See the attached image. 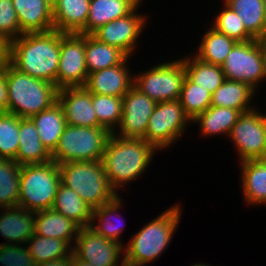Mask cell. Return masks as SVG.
Returning <instances> with one entry per match:
<instances>
[{
	"instance_id": "4fadbf2b",
	"label": "cell",
	"mask_w": 266,
	"mask_h": 266,
	"mask_svg": "<svg viewBox=\"0 0 266 266\" xmlns=\"http://www.w3.org/2000/svg\"><path fill=\"white\" fill-rule=\"evenodd\" d=\"M74 245L72 253L81 261L93 266H122L124 258L119 259L124 254V245L104 238L90 226L80 228Z\"/></svg>"
},
{
	"instance_id": "f6af8a7d",
	"label": "cell",
	"mask_w": 266,
	"mask_h": 266,
	"mask_svg": "<svg viewBox=\"0 0 266 266\" xmlns=\"http://www.w3.org/2000/svg\"><path fill=\"white\" fill-rule=\"evenodd\" d=\"M72 266H93L90 262L81 261L79 260L73 253H72Z\"/></svg>"
},
{
	"instance_id": "9a60e30c",
	"label": "cell",
	"mask_w": 266,
	"mask_h": 266,
	"mask_svg": "<svg viewBox=\"0 0 266 266\" xmlns=\"http://www.w3.org/2000/svg\"><path fill=\"white\" fill-rule=\"evenodd\" d=\"M138 7L139 5L125 17L100 26L92 35L103 43L119 48L130 57L134 54L137 39L145 30L144 26L147 22V16L136 13Z\"/></svg>"
},
{
	"instance_id": "d6986e66",
	"label": "cell",
	"mask_w": 266,
	"mask_h": 266,
	"mask_svg": "<svg viewBox=\"0 0 266 266\" xmlns=\"http://www.w3.org/2000/svg\"><path fill=\"white\" fill-rule=\"evenodd\" d=\"M0 235L4 244H26L34 235L35 212L23 207L0 208Z\"/></svg>"
},
{
	"instance_id": "e575fe53",
	"label": "cell",
	"mask_w": 266,
	"mask_h": 266,
	"mask_svg": "<svg viewBox=\"0 0 266 266\" xmlns=\"http://www.w3.org/2000/svg\"><path fill=\"white\" fill-rule=\"evenodd\" d=\"M20 171L15 160L0 158V208L18 206Z\"/></svg>"
},
{
	"instance_id": "f35d334b",
	"label": "cell",
	"mask_w": 266,
	"mask_h": 266,
	"mask_svg": "<svg viewBox=\"0 0 266 266\" xmlns=\"http://www.w3.org/2000/svg\"><path fill=\"white\" fill-rule=\"evenodd\" d=\"M222 11L216 15L211 27L216 31L227 35L237 42L251 41L255 39L245 28L238 14L223 3Z\"/></svg>"
},
{
	"instance_id": "d6a6232c",
	"label": "cell",
	"mask_w": 266,
	"mask_h": 266,
	"mask_svg": "<svg viewBox=\"0 0 266 266\" xmlns=\"http://www.w3.org/2000/svg\"><path fill=\"white\" fill-rule=\"evenodd\" d=\"M122 199L119 195L111 202L100 206L99 208H95L92 212V219L90 227L94 229L98 234L102 235L104 238L119 242L123 244L121 240L122 231H124V226L120 223V226L117 225L114 219H118L119 211L122 208ZM119 210V211H118ZM114 217V219H112ZM120 218V217H119ZM119 220V219H118ZM122 220V219H121ZM96 221L97 224H96ZM124 221V220H123ZM122 224V226H121Z\"/></svg>"
},
{
	"instance_id": "1f68e13d",
	"label": "cell",
	"mask_w": 266,
	"mask_h": 266,
	"mask_svg": "<svg viewBox=\"0 0 266 266\" xmlns=\"http://www.w3.org/2000/svg\"><path fill=\"white\" fill-rule=\"evenodd\" d=\"M243 21L246 30L255 38L266 34V13L263 0H223Z\"/></svg>"
},
{
	"instance_id": "8fae6325",
	"label": "cell",
	"mask_w": 266,
	"mask_h": 266,
	"mask_svg": "<svg viewBox=\"0 0 266 266\" xmlns=\"http://www.w3.org/2000/svg\"><path fill=\"white\" fill-rule=\"evenodd\" d=\"M259 111L254 108L241 113L229 135L239 153V163L266 156V113Z\"/></svg>"
},
{
	"instance_id": "484cf974",
	"label": "cell",
	"mask_w": 266,
	"mask_h": 266,
	"mask_svg": "<svg viewBox=\"0 0 266 266\" xmlns=\"http://www.w3.org/2000/svg\"><path fill=\"white\" fill-rule=\"evenodd\" d=\"M254 94L256 91L248 84L226 79L211 95V106L232 108L241 113L247 112L255 108L251 107Z\"/></svg>"
},
{
	"instance_id": "7402d4cb",
	"label": "cell",
	"mask_w": 266,
	"mask_h": 266,
	"mask_svg": "<svg viewBox=\"0 0 266 266\" xmlns=\"http://www.w3.org/2000/svg\"><path fill=\"white\" fill-rule=\"evenodd\" d=\"M90 0H57L53 5L54 29L63 33H79L89 14Z\"/></svg>"
},
{
	"instance_id": "7a4b0ae2",
	"label": "cell",
	"mask_w": 266,
	"mask_h": 266,
	"mask_svg": "<svg viewBox=\"0 0 266 266\" xmlns=\"http://www.w3.org/2000/svg\"><path fill=\"white\" fill-rule=\"evenodd\" d=\"M158 150L145 139L110 135L102 164L111 187L116 191L143 175ZM118 190V191H117Z\"/></svg>"
},
{
	"instance_id": "74e56055",
	"label": "cell",
	"mask_w": 266,
	"mask_h": 266,
	"mask_svg": "<svg viewBox=\"0 0 266 266\" xmlns=\"http://www.w3.org/2000/svg\"><path fill=\"white\" fill-rule=\"evenodd\" d=\"M20 117L9 112L0 114V158L14 160L19 148Z\"/></svg>"
},
{
	"instance_id": "6da1fadb",
	"label": "cell",
	"mask_w": 266,
	"mask_h": 266,
	"mask_svg": "<svg viewBox=\"0 0 266 266\" xmlns=\"http://www.w3.org/2000/svg\"><path fill=\"white\" fill-rule=\"evenodd\" d=\"M63 32L25 33L10 42L9 63L18 71L56 86Z\"/></svg>"
},
{
	"instance_id": "7c38bea8",
	"label": "cell",
	"mask_w": 266,
	"mask_h": 266,
	"mask_svg": "<svg viewBox=\"0 0 266 266\" xmlns=\"http://www.w3.org/2000/svg\"><path fill=\"white\" fill-rule=\"evenodd\" d=\"M88 71L85 62V34L64 33L60 41V60L56 87L84 86Z\"/></svg>"
},
{
	"instance_id": "5bb4252c",
	"label": "cell",
	"mask_w": 266,
	"mask_h": 266,
	"mask_svg": "<svg viewBox=\"0 0 266 266\" xmlns=\"http://www.w3.org/2000/svg\"><path fill=\"white\" fill-rule=\"evenodd\" d=\"M156 104L153 99L133 85L122 98L119 131L115 130L113 134L122 138L144 139L149 119Z\"/></svg>"
},
{
	"instance_id": "44dd1931",
	"label": "cell",
	"mask_w": 266,
	"mask_h": 266,
	"mask_svg": "<svg viewBox=\"0 0 266 266\" xmlns=\"http://www.w3.org/2000/svg\"><path fill=\"white\" fill-rule=\"evenodd\" d=\"M80 228L77 223L53 208L35 212L34 234L64 240L70 246L72 245V248Z\"/></svg>"
},
{
	"instance_id": "52a82bcc",
	"label": "cell",
	"mask_w": 266,
	"mask_h": 266,
	"mask_svg": "<svg viewBox=\"0 0 266 266\" xmlns=\"http://www.w3.org/2000/svg\"><path fill=\"white\" fill-rule=\"evenodd\" d=\"M112 133L104 127L66 125L51 159L58 165L73 161L102 160Z\"/></svg>"
},
{
	"instance_id": "b9f144b4",
	"label": "cell",
	"mask_w": 266,
	"mask_h": 266,
	"mask_svg": "<svg viewBox=\"0 0 266 266\" xmlns=\"http://www.w3.org/2000/svg\"><path fill=\"white\" fill-rule=\"evenodd\" d=\"M9 97L6 80V65L0 66V111L9 112Z\"/></svg>"
},
{
	"instance_id": "ac0fdd59",
	"label": "cell",
	"mask_w": 266,
	"mask_h": 266,
	"mask_svg": "<svg viewBox=\"0 0 266 266\" xmlns=\"http://www.w3.org/2000/svg\"><path fill=\"white\" fill-rule=\"evenodd\" d=\"M21 35L54 29L53 7L47 0H12Z\"/></svg>"
},
{
	"instance_id": "30bf717a",
	"label": "cell",
	"mask_w": 266,
	"mask_h": 266,
	"mask_svg": "<svg viewBox=\"0 0 266 266\" xmlns=\"http://www.w3.org/2000/svg\"><path fill=\"white\" fill-rule=\"evenodd\" d=\"M221 67L227 80L246 83L255 91L266 79V62L257 39L237 42Z\"/></svg>"
},
{
	"instance_id": "277c9868",
	"label": "cell",
	"mask_w": 266,
	"mask_h": 266,
	"mask_svg": "<svg viewBox=\"0 0 266 266\" xmlns=\"http://www.w3.org/2000/svg\"><path fill=\"white\" fill-rule=\"evenodd\" d=\"M9 113L20 118H30L57 102L55 84L36 79L6 64Z\"/></svg>"
},
{
	"instance_id": "4dcf8cb0",
	"label": "cell",
	"mask_w": 266,
	"mask_h": 266,
	"mask_svg": "<svg viewBox=\"0 0 266 266\" xmlns=\"http://www.w3.org/2000/svg\"><path fill=\"white\" fill-rule=\"evenodd\" d=\"M236 43V40L210 27L201 37L195 56L204 62L221 66Z\"/></svg>"
},
{
	"instance_id": "c3c4849f",
	"label": "cell",
	"mask_w": 266,
	"mask_h": 266,
	"mask_svg": "<svg viewBox=\"0 0 266 266\" xmlns=\"http://www.w3.org/2000/svg\"><path fill=\"white\" fill-rule=\"evenodd\" d=\"M191 266H212V265H208V264H205V263H195V264H193V265H191Z\"/></svg>"
},
{
	"instance_id": "2e32d148",
	"label": "cell",
	"mask_w": 266,
	"mask_h": 266,
	"mask_svg": "<svg viewBox=\"0 0 266 266\" xmlns=\"http://www.w3.org/2000/svg\"><path fill=\"white\" fill-rule=\"evenodd\" d=\"M57 101L64 110L68 125L102 127L93 109L92 94L84 86L58 89Z\"/></svg>"
},
{
	"instance_id": "ee69618b",
	"label": "cell",
	"mask_w": 266,
	"mask_h": 266,
	"mask_svg": "<svg viewBox=\"0 0 266 266\" xmlns=\"http://www.w3.org/2000/svg\"><path fill=\"white\" fill-rule=\"evenodd\" d=\"M37 266H72V254L69 257H65L54 261H48L45 263H41Z\"/></svg>"
},
{
	"instance_id": "bcb514c9",
	"label": "cell",
	"mask_w": 266,
	"mask_h": 266,
	"mask_svg": "<svg viewBox=\"0 0 266 266\" xmlns=\"http://www.w3.org/2000/svg\"><path fill=\"white\" fill-rule=\"evenodd\" d=\"M257 40H258V43L260 44V46L262 48L264 60L266 62V34Z\"/></svg>"
},
{
	"instance_id": "83f0119b",
	"label": "cell",
	"mask_w": 266,
	"mask_h": 266,
	"mask_svg": "<svg viewBox=\"0 0 266 266\" xmlns=\"http://www.w3.org/2000/svg\"><path fill=\"white\" fill-rule=\"evenodd\" d=\"M241 112L227 107L210 106L192 122L198 123L202 136L223 135L229 137Z\"/></svg>"
},
{
	"instance_id": "836d02e7",
	"label": "cell",
	"mask_w": 266,
	"mask_h": 266,
	"mask_svg": "<svg viewBox=\"0 0 266 266\" xmlns=\"http://www.w3.org/2000/svg\"><path fill=\"white\" fill-rule=\"evenodd\" d=\"M26 243L29 245L26 248L37 265L69 257L72 254V246L64 240L53 237L34 234Z\"/></svg>"
},
{
	"instance_id": "60d3db41",
	"label": "cell",
	"mask_w": 266,
	"mask_h": 266,
	"mask_svg": "<svg viewBox=\"0 0 266 266\" xmlns=\"http://www.w3.org/2000/svg\"><path fill=\"white\" fill-rule=\"evenodd\" d=\"M0 35L9 42L21 36V29L12 0H0Z\"/></svg>"
},
{
	"instance_id": "8d00e7d4",
	"label": "cell",
	"mask_w": 266,
	"mask_h": 266,
	"mask_svg": "<svg viewBox=\"0 0 266 266\" xmlns=\"http://www.w3.org/2000/svg\"><path fill=\"white\" fill-rule=\"evenodd\" d=\"M211 95L207 89H203L185 77L178 100L185 113L193 120L211 106Z\"/></svg>"
},
{
	"instance_id": "7bdbcfd3",
	"label": "cell",
	"mask_w": 266,
	"mask_h": 266,
	"mask_svg": "<svg viewBox=\"0 0 266 266\" xmlns=\"http://www.w3.org/2000/svg\"><path fill=\"white\" fill-rule=\"evenodd\" d=\"M10 42L0 35V66H5L9 62Z\"/></svg>"
},
{
	"instance_id": "ab89813d",
	"label": "cell",
	"mask_w": 266,
	"mask_h": 266,
	"mask_svg": "<svg viewBox=\"0 0 266 266\" xmlns=\"http://www.w3.org/2000/svg\"><path fill=\"white\" fill-rule=\"evenodd\" d=\"M20 244L0 243V265L2 266H37L36 261Z\"/></svg>"
},
{
	"instance_id": "681fc988",
	"label": "cell",
	"mask_w": 266,
	"mask_h": 266,
	"mask_svg": "<svg viewBox=\"0 0 266 266\" xmlns=\"http://www.w3.org/2000/svg\"><path fill=\"white\" fill-rule=\"evenodd\" d=\"M50 4H54L57 0H47Z\"/></svg>"
},
{
	"instance_id": "603a6c76",
	"label": "cell",
	"mask_w": 266,
	"mask_h": 266,
	"mask_svg": "<svg viewBox=\"0 0 266 266\" xmlns=\"http://www.w3.org/2000/svg\"><path fill=\"white\" fill-rule=\"evenodd\" d=\"M20 166L51 161V154L43 146L35 124L30 118H20L19 148L14 159Z\"/></svg>"
},
{
	"instance_id": "f907efd6",
	"label": "cell",
	"mask_w": 266,
	"mask_h": 266,
	"mask_svg": "<svg viewBox=\"0 0 266 266\" xmlns=\"http://www.w3.org/2000/svg\"><path fill=\"white\" fill-rule=\"evenodd\" d=\"M264 7H265V13H266V0H263Z\"/></svg>"
},
{
	"instance_id": "f1b7e54d",
	"label": "cell",
	"mask_w": 266,
	"mask_h": 266,
	"mask_svg": "<svg viewBox=\"0 0 266 266\" xmlns=\"http://www.w3.org/2000/svg\"><path fill=\"white\" fill-rule=\"evenodd\" d=\"M58 213L77 223L81 228L90 226L93 209L75 192L59 184L52 207Z\"/></svg>"
},
{
	"instance_id": "7dc6e473",
	"label": "cell",
	"mask_w": 266,
	"mask_h": 266,
	"mask_svg": "<svg viewBox=\"0 0 266 266\" xmlns=\"http://www.w3.org/2000/svg\"><path fill=\"white\" fill-rule=\"evenodd\" d=\"M122 266H145V265L133 264V263H130V262L126 261V260H123Z\"/></svg>"
},
{
	"instance_id": "e0dca14e",
	"label": "cell",
	"mask_w": 266,
	"mask_h": 266,
	"mask_svg": "<svg viewBox=\"0 0 266 266\" xmlns=\"http://www.w3.org/2000/svg\"><path fill=\"white\" fill-rule=\"evenodd\" d=\"M127 60L129 57L122 64L88 74L84 87L91 94L123 98L134 84Z\"/></svg>"
},
{
	"instance_id": "f546056e",
	"label": "cell",
	"mask_w": 266,
	"mask_h": 266,
	"mask_svg": "<svg viewBox=\"0 0 266 266\" xmlns=\"http://www.w3.org/2000/svg\"><path fill=\"white\" fill-rule=\"evenodd\" d=\"M186 77L196 85L207 89L211 94L226 80L222 67L204 62L196 56L182 58Z\"/></svg>"
},
{
	"instance_id": "9c48e42d",
	"label": "cell",
	"mask_w": 266,
	"mask_h": 266,
	"mask_svg": "<svg viewBox=\"0 0 266 266\" xmlns=\"http://www.w3.org/2000/svg\"><path fill=\"white\" fill-rule=\"evenodd\" d=\"M188 123L192 120L179 100L159 102L151 114L144 139L158 151L170 148L185 132Z\"/></svg>"
},
{
	"instance_id": "5b68a950",
	"label": "cell",
	"mask_w": 266,
	"mask_h": 266,
	"mask_svg": "<svg viewBox=\"0 0 266 266\" xmlns=\"http://www.w3.org/2000/svg\"><path fill=\"white\" fill-rule=\"evenodd\" d=\"M59 170L61 183L77 192L93 210L113 201L119 194L109 184L102 160L63 163Z\"/></svg>"
},
{
	"instance_id": "d4e9b609",
	"label": "cell",
	"mask_w": 266,
	"mask_h": 266,
	"mask_svg": "<svg viewBox=\"0 0 266 266\" xmlns=\"http://www.w3.org/2000/svg\"><path fill=\"white\" fill-rule=\"evenodd\" d=\"M30 119L35 124L43 146L52 154L67 125L62 106L57 101L50 108L31 116Z\"/></svg>"
},
{
	"instance_id": "ffe728a7",
	"label": "cell",
	"mask_w": 266,
	"mask_h": 266,
	"mask_svg": "<svg viewBox=\"0 0 266 266\" xmlns=\"http://www.w3.org/2000/svg\"><path fill=\"white\" fill-rule=\"evenodd\" d=\"M142 0H90L86 26L80 34H92L100 26L130 14ZM141 3V4H140Z\"/></svg>"
},
{
	"instance_id": "cb8c5ba5",
	"label": "cell",
	"mask_w": 266,
	"mask_h": 266,
	"mask_svg": "<svg viewBox=\"0 0 266 266\" xmlns=\"http://www.w3.org/2000/svg\"><path fill=\"white\" fill-rule=\"evenodd\" d=\"M241 188L248 205L266 204V161L264 159L240 162Z\"/></svg>"
},
{
	"instance_id": "3957f363",
	"label": "cell",
	"mask_w": 266,
	"mask_h": 266,
	"mask_svg": "<svg viewBox=\"0 0 266 266\" xmlns=\"http://www.w3.org/2000/svg\"><path fill=\"white\" fill-rule=\"evenodd\" d=\"M179 205L170 206L171 208L166 209L131 236L128 244H124V260L133 264L148 265L158 259L166 251L178 229L182 216Z\"/></svg>"
},
{
	"instance_id": "d590c367",
	"label": "cell",
	"mask_w": 266,
	"mask_h": 266,
	"mask_svg": "<svg viewBox=\"0 0 266 266\" xmlns=\"http://www.w3.org/2000/svg\"><path fill=\"white\" fill-rule=\"evenodd\" d=\"M92 105L98 123L113 133L121 121L122 98L92 94Z\"/></svg>"
},
{
	"instance_id": "4316f807",
	"label": "cell",
	"mask_w": 266,
	"mask_h": 266,
	"mask_svg": "<svg viewBox=\"0 0 266 266\" xmlns=\"http://www.w3.org/2000/svg\"><path fill=\"white\" fill-rule=\"evenodd\" d=\"M128 56L119 48L85 34V62L88 74L122 64Z\"/></svg>"
},
{
	"instance_id": "ba28073f",
	"label": "cell",
	"mask_w": 266,
	"mask_h": 266,
	"mask_svg": "<svg viewBox=\"0 0 266 266\" xmlns=\"http://www.w3.org/2000/svg\"><path fill=\"white\" fill-rule=\"evenodd\" d=\"M186 77L183 60L158 64L134 75V86L156 103L178 100Z\"/></svg>"
},
{
	"instance_id": "8992f818",
	"label": "cell",
	"mask_w": 266,
	"mask_h": 266,
	"mask_svg": "<svg viewBox=\"0 0 266 266\" xmlns=\"http://www.w3.org/2000/svg\"><path fill=\"white\" fill-rule=\"evenodd\" d=\"M60 183L59 165L53 160L22 165L18 206L34 212L52 208Z\"/></svg>"
}]
</instances>
